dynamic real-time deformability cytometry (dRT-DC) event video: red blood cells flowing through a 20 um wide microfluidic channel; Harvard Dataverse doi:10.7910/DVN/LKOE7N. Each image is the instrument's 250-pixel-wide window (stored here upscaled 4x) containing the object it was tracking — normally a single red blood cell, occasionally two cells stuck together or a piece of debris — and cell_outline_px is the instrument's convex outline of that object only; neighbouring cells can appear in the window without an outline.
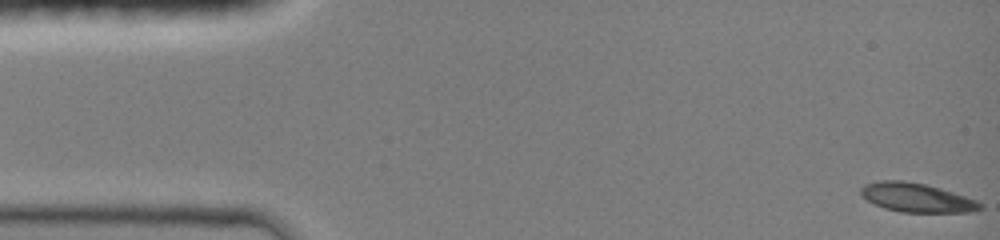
{"species": "common noctule bat (a hibernating species)", "species_latin": "Nyctalus noctula", "temperature_condition": "room temperature", "stored_images_in_passage": 45, "camera_frame_rate_fps": 3000, "um_per_image_px": 0.085, "animal": {"sex": "female", "body_mass_g": 19.0, "forearm_length_mm": 51.5}, "frame": {"image": 1, "passage_image": 1, "time_ms": 0.0, "image_size_px": [1000, 240], "cell_outline_px": [[984, 208], [968, 212], [900, 212], [884, 208], [868, 200], [860, 192], [860, 188], [864, 184], [884, 180], [900, 180], [924, 184], [952, 192], [976, 200]], "centroid_in_image_um": [77.9, 16.8], "position_along_channel_um": 7.1, "area_um2": 19.77}}
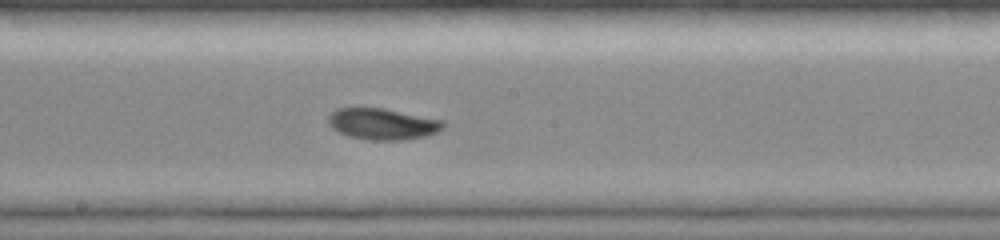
{"frame": {"image": 2, "passage_image": 25, "time_ms": 8.0, "image_size_px": [1000, 240], "cell_outline_px": [[444, 128], [428, 136], [400, 140], [368, 140], [348, 136], [332, 128], [328, 124], [328, 116], [336, 108], [384, 108], [444, 120]], "centroid_in_image_um": [32.52, 10.54], "position_along_channel_um": 215.7, "area_um2": 21.04}}
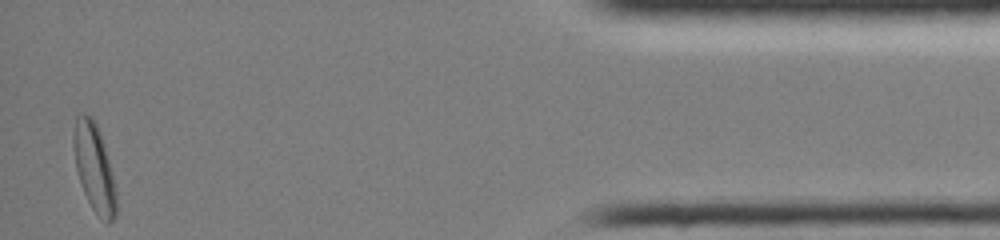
{"frame": {"image": 3, "passage_image": 45, "time_ms": 14.667, "image_size_px": [1000, 240], "cell_outline_px": [[116, 216], [108, 224], [104, 224], [92, 208], [84, 192], [76, 168], [72, 144], [72, 136], [76, 116], [80, 112], [84, 112], [92, 116], [100, 132], [104, 144], [116, 192]], "centroid_in_image_um": [7.99, 14.23], "position_along_channel_um": 427.2, "area_um2": 21.91}, "authors_computed_cell_mechanics": {"area_um2": 20.2878, "velocity_mm_per_s": 4.1447, "shape_relaxation_time_tau1_ms": 3.1984, "shape_relaxation_time_tau2_ms": null, "deformation_change_tau1": 0.165, "deformation_change_tau2": null}}